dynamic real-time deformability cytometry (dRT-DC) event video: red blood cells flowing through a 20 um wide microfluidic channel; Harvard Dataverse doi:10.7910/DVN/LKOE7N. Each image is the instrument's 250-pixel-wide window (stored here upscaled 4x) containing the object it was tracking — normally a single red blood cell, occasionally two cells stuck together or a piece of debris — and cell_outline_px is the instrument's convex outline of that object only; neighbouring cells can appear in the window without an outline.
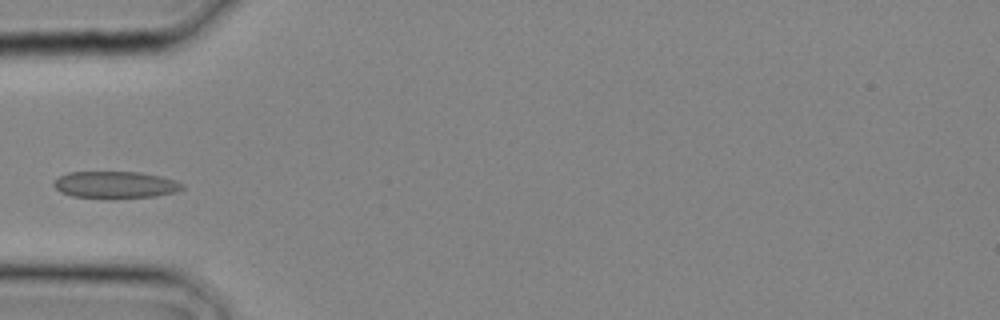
{"species": "common noctule bat (a hibernating species)", "species_latin": "Nyctalus noctula", "temperature_condition": "cold", "stored_images_in_passage": 5, "camera_frame_rate_fps": 3000, "um_per_image_px": 0.085, "animal": {"sex": "male", "body_mass_g": 20.4}, "frame": {"image": 1, "passage_image": 4, "time_ms": 1.0, "image_size_px": [1000, 320], "cell_outline_px": [[184, 188], [176, 192], [156, 196], [108, 200], [72, 196], [60, 192], [52, 184], [60, 176], [68, 172], [140, 172], [160, 176], [176, 180], [184, 184]], "centroid_in_image_um": [9.82, 15.73], "position_along_channel_um": 75.2, "area_um2": 20.69}}